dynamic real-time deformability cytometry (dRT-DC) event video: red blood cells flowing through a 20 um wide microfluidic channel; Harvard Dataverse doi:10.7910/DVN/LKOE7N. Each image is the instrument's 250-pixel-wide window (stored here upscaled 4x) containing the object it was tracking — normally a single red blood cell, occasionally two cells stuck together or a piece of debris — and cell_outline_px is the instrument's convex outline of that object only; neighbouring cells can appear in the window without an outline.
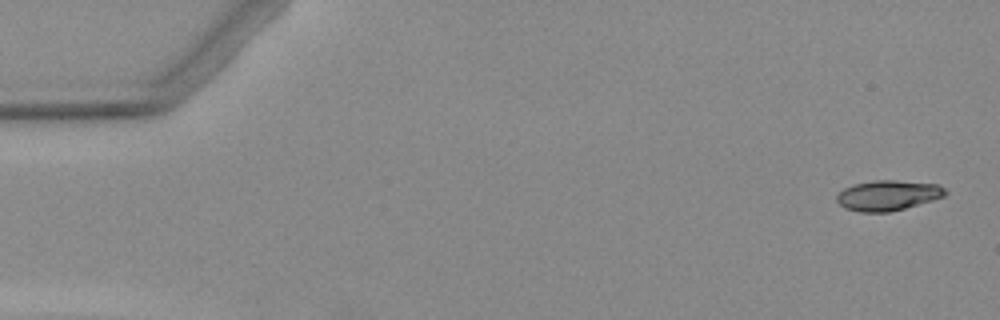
{"species": "Egyptian fruit bat (a non-hibernating species)", "species_latin": "Rousettus aegyptiacus", "temperature_condition": "warm", "stored_images_in_passage": 4, "camera_frame_rate_fps": 3000, "um_per_image_px": 0.085, "animal": {"sex": "female"}, "frame": {"image": 1, "passage_image": 1, "time_ms": 0.0, "image_size_px": [1000, 320], "cell_outline_px": [[948, 192], [944, 196], [932, 200], [904, 208], [888, 212], [860, 212], [844, 208], [836, 200], [836, 196], [844, 188], [856, 184], [876, 180], [896, 180], [936, 184], [944, 188]], "centroid_in_image_um": [75.46, 16.61], "position_along_channel_um": 9.5, "area_um2": 18.9}}
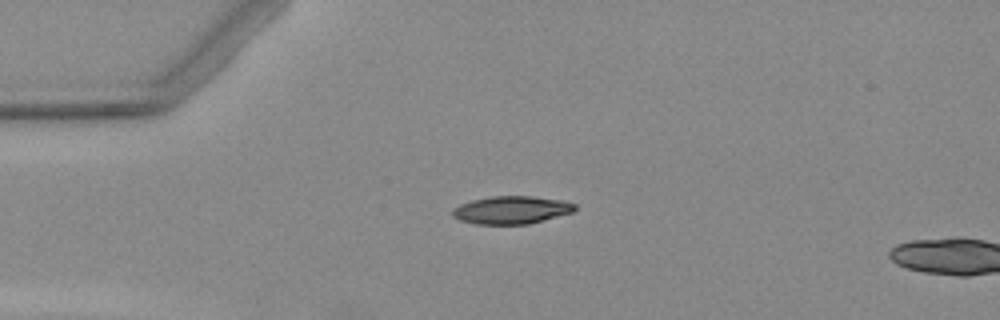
{"frame": {"image": 2, "passage_image": 3, "time_ms": 3.667, "image_size_px": [1000, 320], "cell_outline_px": [[576, 208], [572, 212], [528, 224], [476, 224], [460, 220], [452, 216], [452, 212], [460, 204], [472, 200], [492, 196], [532, 196], [564, 200], [576, 204]], "centroid_in_image_um": [43.49, 17.84], "position_along_channel_um": 41.5, "area_um2": 19.71}}